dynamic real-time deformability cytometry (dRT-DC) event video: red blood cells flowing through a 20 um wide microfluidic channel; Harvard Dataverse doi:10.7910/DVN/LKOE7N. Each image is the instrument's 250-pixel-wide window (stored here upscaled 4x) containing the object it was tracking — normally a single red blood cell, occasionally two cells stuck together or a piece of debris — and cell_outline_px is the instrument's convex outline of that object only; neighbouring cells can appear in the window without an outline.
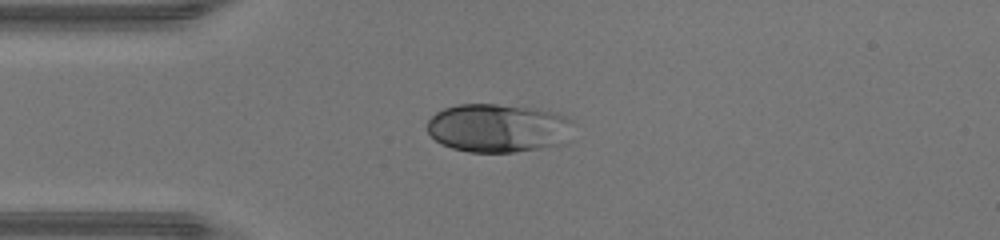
{"species": "human", "species_latin": "Homo sapiens", "temperature_condition": "warm", "stored_images_in_passage": 36, "camera_frame_rate_fps": 3000, "um_per_image_px": 0.085, "donor": {"sex": "male"}, "frame": {"image": 1, "passage_image": 1, "time_ms": 0.0, "image_size_px": [1000, 240], "cell_outline_px": [[572, 120], [560, 144], [540, 148], [512, 152], [468, 152], [452, 148], [440, 144], [428, 132], [428, 120], [436, 112], [444, 108], [460, 104], [496, 104], [536, 108], [552, 112], [564, 116]], "centroid_in_image_um": [42.24, 10.87], "position_along_channel_um": 42.8, "area_um2": 40.75}}
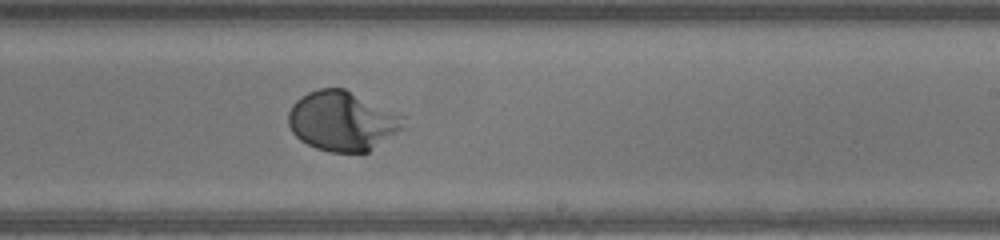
{"frame": {"image": 2, "passage_image": 17, "time_ms": 5.333, "image_size_px": [1000, 240], "cell_outline_px": [[408, 116], [404, 128], [368, 152], [328, 152], [316, 148], [300, 140], [292, 132], [288, 124], [288, 112], [292, 104], [300, 96], [308, 92], [320, 88], [344, 88], [400, 112]], "centroid_in_image_um": [29.14, 10.27], "position_along_channel_um": 259.9, "area_um2": 40.63}}
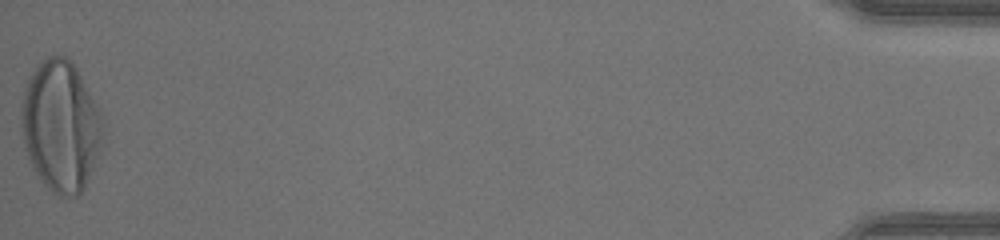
{"frame": {"image": 3, "passage_image": 36, "time_ms": 11.667, "image_size_px": [1000, 240], "cell_outline_px": [[104, 120], [100, 152], [84, 188], [80, 196], [56, 196], [44, 184], [32, 168], [24, 148], [20, 112], [20, 108], [24, 88], [32, 72], [48, 56], [68, 56], [76, 68], [100, 112]], "centroid_in_image_um": [5.15, 10.75], "position_along_channel_um": 430.1, "area_um2": 62.25}, "authors_computed_cell_mechanics": {"area_um2": 39.7953, "velocity_mm_per_s": 4.3978, "shape_relaxation_time_tau1_ms": 2.2393, "shape_relaxation_time_tau2_ms": null, "deformation_change_tau1": 0.2105, "deformation_change_tau2": null}}